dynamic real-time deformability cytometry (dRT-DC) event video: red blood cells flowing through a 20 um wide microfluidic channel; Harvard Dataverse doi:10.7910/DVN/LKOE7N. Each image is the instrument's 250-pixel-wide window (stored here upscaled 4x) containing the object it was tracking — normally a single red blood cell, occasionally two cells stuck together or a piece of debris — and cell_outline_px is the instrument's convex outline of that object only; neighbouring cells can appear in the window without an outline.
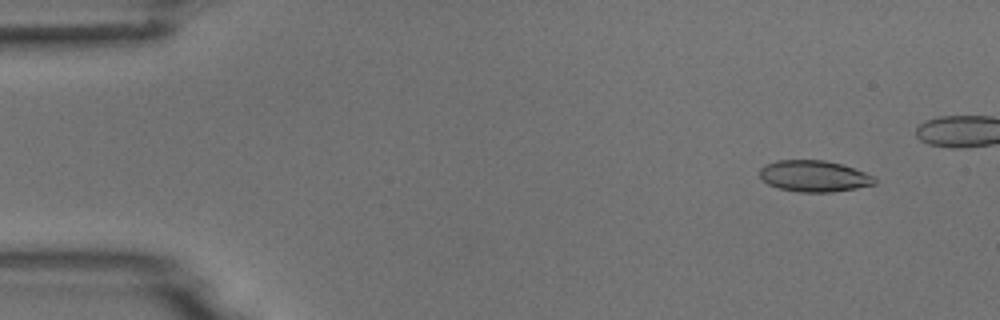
{"species": "common noctule bat (a hibernating species)", "species_latin": "Nyctalus noctula", "temperature_condition": "room temperature", "stored_images_in_passage": 10, "camera_frame_rate_fps": 3000, "um_per_image_px": 0.085, "animal": {"sex": "male", "body_mass_g": 18.8}, "frame": {"image": 1, "passage_image": 2, "time_ms": 1.333, "image_size_px": [1000, 320], "cell_outline_px": [[876, 184], [856, 188], [832, 192], [800, 192], [780, 188], [768, 184], [760, 176], [760, 168], [764, 164], [776, 160], [824, 160], [840, 164], [864, 172], [872, 176], [876, 180]], "centroid_in_image_um": [69.17, 14.97], "position_along_channel_um": 15.8, "area_um2": 20.81}}
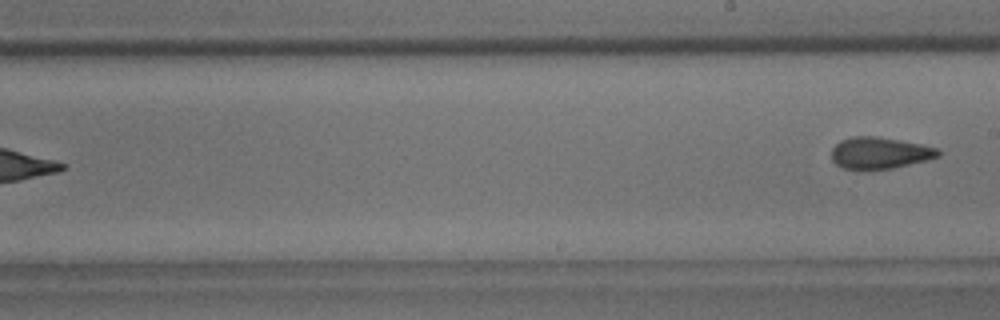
{"frame": {"image": 2, "passage_image": 10, "time_ms": 11.333, "image_size_px": [1000, 320], "cell_outline_px": [[940, 156], [928, 160], [892, 168], [864, 172], [860, 172], [844, 168], [836, 164], [832, 160], [832, 148], [840, 140], [852, 136], [876, 136], [900, 140], [920, 144], [936, 148], [940, 152]], "centroid_in_image_um": [74.73, 13.03], "position_along_channel_um": 214.3, "area_um2": 20.11}}